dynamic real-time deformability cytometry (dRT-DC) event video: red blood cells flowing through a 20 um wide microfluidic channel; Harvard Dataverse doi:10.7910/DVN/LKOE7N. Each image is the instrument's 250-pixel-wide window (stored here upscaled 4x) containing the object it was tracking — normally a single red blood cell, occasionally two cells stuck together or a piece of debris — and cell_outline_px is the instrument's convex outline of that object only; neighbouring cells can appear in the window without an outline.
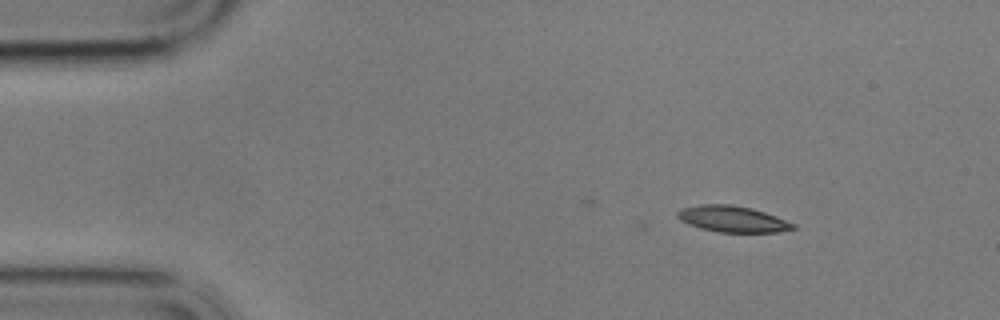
{"species": "common noctule bat (a hibernating species)", "species_latin": "Nyctalus noctula", "temperature_condition": "cold", "stored_images_in_passage": 6, "camera_frame_rate_fps": 3000, "um_per_image_px": 0.085, "animal": {"sex": "male", "body_mass_g": 17.9}, "frame": {"image": 1, "passage_image": 1, "time_ms": 0.0, "image_size_px": [1000, 320], "cell_outline_px": [[796, 228], [780, 232], [716, 232], [700, 228], [688, 224], [680, 220], [676, 216], [676, 212], [680, 208], [700, 204], [732, 204], [752, 208], [776, 216], [796, 224]], "centroid_in_image_um": [62.24, 18.61], "position_along_channel_um": 22.8, "area_um2": 17.86}}